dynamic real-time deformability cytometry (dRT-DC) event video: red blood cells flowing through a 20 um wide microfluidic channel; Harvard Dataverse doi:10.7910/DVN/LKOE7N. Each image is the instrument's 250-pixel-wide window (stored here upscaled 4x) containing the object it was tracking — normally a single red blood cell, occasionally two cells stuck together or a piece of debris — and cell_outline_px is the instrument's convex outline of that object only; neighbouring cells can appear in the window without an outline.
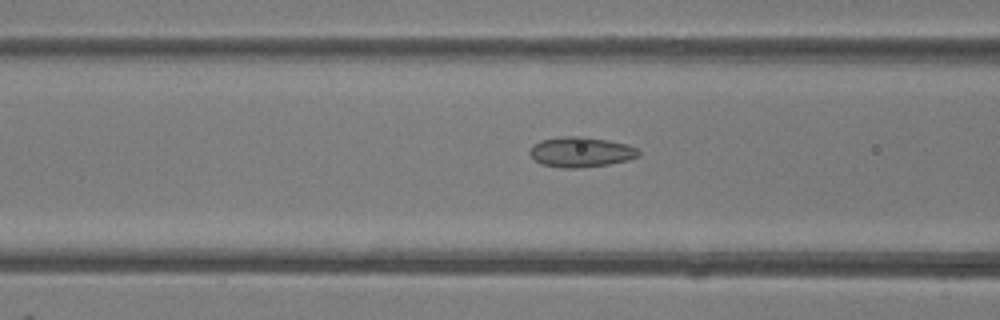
{"species": "common noctule bat (a hibernating species)", "species_latin": "Nyctalus noctula", "temperature_condition": "room temperature", "stored_images_in_passage": 49, "camera_frame_rate_fps": 3000, "um_per_image_px": 0.085, "animal": {"sex": "female"}, "frame": {"image": 1, "passage_image": 19, "time_ms": 6.0, "image_size_px": [1000, 320], "cell_outline_px": [[640, 156], [628, 160], [608, 164], [576, 168], [560, 168], [540, 164], [528, 152], [540, 140], [560, 136], [584, 136], [608, 140], [628, 144], [636, 148], [640, 152]], "centroid_in_image_um": [49.39, 12.91], "position_along_channel_um": 117.2, "area_um2": 19.19}}
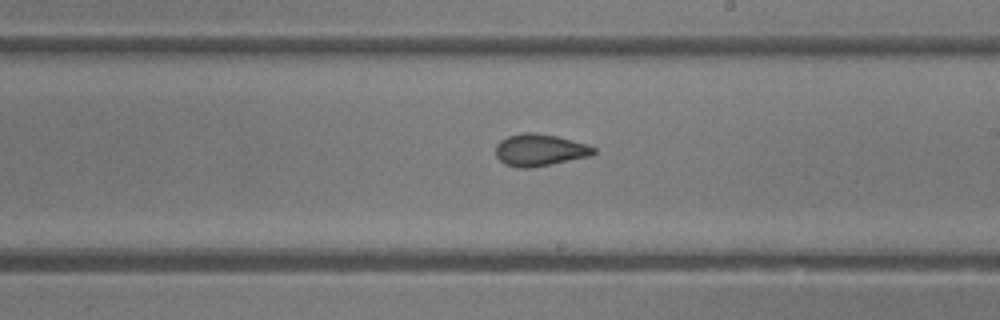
{"frame": {"image": 2, "passage_image": 28, "time_ms": 9.0, "image_size_px": [1000, 320], "cell_outline_px": [[596, 152], [592, 156], [532, 168], [520, 168], [504, 164], [496, 156], [496, 144], [500, 140], [508, 136], [524, 132], [532, 132], [556, 136], [588, 144], [596, 148]], "centroid_in_image_um": [45.89, 12.76], "position_along_channel_um": 243.1, "area_um2": 18.44}}
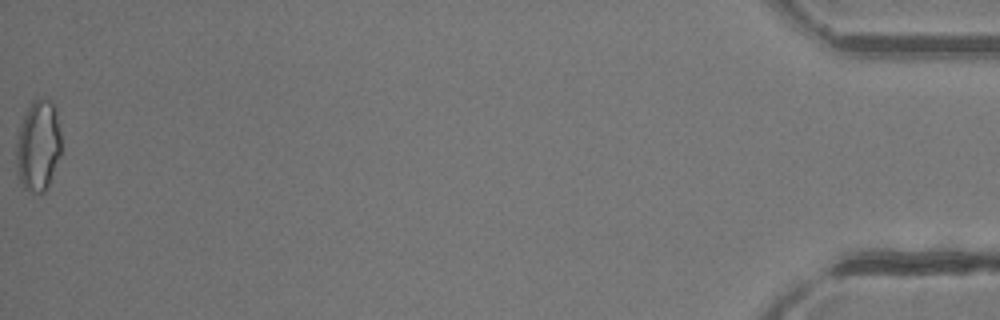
{"frame": {"image": 3, "passage_image": 49, "time_ms": 16.0, "image_size_px": [1000, 320], "cell_outline_px": [[60, 152], [48, 188], [44, 192], [28, 192], [24, 188], [16, 176], [16, 144], [20, 124], [32, 100], [52, 100], [56, 108], [60, 132]], "centroid_in_image_um": [3.22, 12.42], "position_along_channel_um": 432.0, "area_um2": 23.93}, "authors_computed_cell_mechanics": {"area_um2": 19.2474, "velocity_mm_per_s": 4.1872, "shape_relaxation_time_tau1_ms": null, "shape_relaxation_time_tau2_ms": 1.4492, "deformation_change_tau1": null, "deformation_change_tau2": 0.0667}}